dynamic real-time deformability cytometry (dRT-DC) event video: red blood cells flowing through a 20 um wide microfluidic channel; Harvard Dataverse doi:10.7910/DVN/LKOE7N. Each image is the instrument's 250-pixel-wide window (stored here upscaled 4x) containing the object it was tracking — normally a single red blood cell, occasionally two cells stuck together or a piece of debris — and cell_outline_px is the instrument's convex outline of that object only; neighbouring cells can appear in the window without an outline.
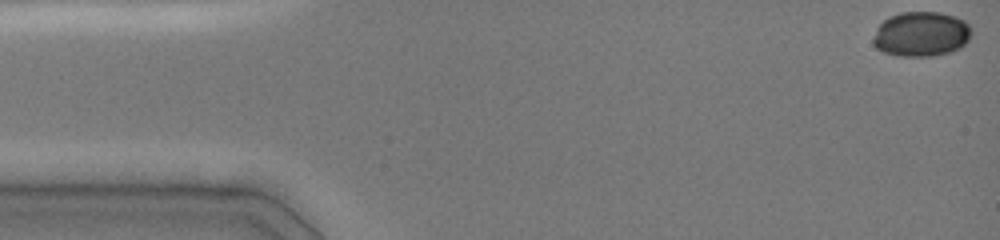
{"species": "common noctule bat (a hibernating species)", "species_latin": "Nyctalus noctula", "temperature_condition": "cold", "stored_images_in_passage": 41, "camera_frame_rate_fps": 3000, "um_per_image_px": 0.085, "animal": {"sex": "female", "body_mass_g": 19.0, "forearm_length_mm": 51.5}, "frame": {"image": 1, "passage_image": 1, "time_ms": 0.0, "image_size_px": [1000, 240], "cell_outline_px": [[972, 32], [968, 40], [960, 48], [952, 52], [932, 56], [900, 56], [884, 52], [876, 48], [872, 44], [872, 40], [876, 28], [888, 16], [900, 12], [940, 12], [956, 16], [964, 20], [972, 28]], "centroid_in_image_um": [78.3, 2.89], "position_along_channel_um": 6.7, "area_um2": 26.07}}
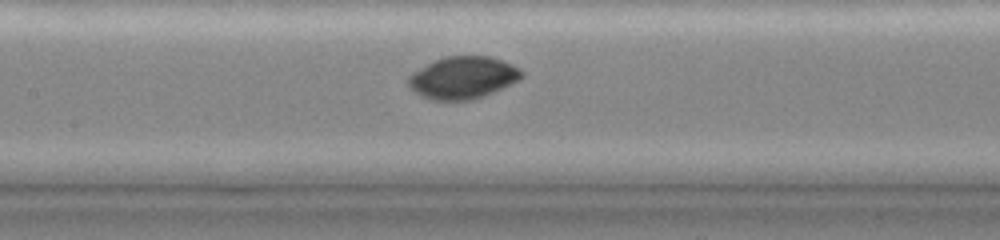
{"frame": {"image": 2, "passage_image": 22, "time_ms": 7.0, "image_size_px": [1000, 240], "cell_outline_px": [[524, 76], [520, 80], [484, 96], [472, 100], [432, 100], [420, 96], [408, 88], [408, 76], [412, 72], [432, 60], [444, 56], [492, 56], [504, 60], [520, 68], [524, 72]], "centroid_in_image_um": [39.34, 6.59], "position_along_channel_um": 168.1, "area_um2": 28.44}}
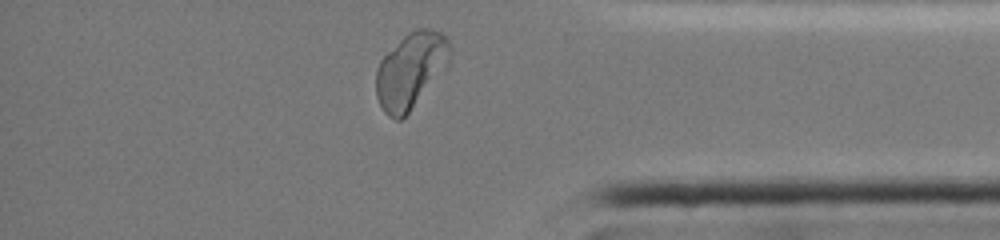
{"frame": {"image": 3, "passage_image": 40, "time_ms": 13.0, "image_size_px": [1000, 240], "cell_outline_px": [[452, 52], [448, 64], [408, 112], [400, 120], [396, 120], [388, 116], [384, 112], [376, 96], [376, 68], [380, 60], [408, 32], [416, 28], [428, 28], [440, 32], [448, 36], [452, 48]], "centroid_in_image_um": [34.92, 5.94], "position_along_channel_um": 400.3, "area_um2": 32.31}, "authors_computed_cell_mechanics": {"area_um2": 28.033, "velocity_mm_per_s": 4.0133, "shape_relaxation_time_tau1_ms": 1.2577, "shape_relaxation_time_tau2_ms": null, "deformation_change_tau1": 0.0321, "deformation_change_tau2": null}}